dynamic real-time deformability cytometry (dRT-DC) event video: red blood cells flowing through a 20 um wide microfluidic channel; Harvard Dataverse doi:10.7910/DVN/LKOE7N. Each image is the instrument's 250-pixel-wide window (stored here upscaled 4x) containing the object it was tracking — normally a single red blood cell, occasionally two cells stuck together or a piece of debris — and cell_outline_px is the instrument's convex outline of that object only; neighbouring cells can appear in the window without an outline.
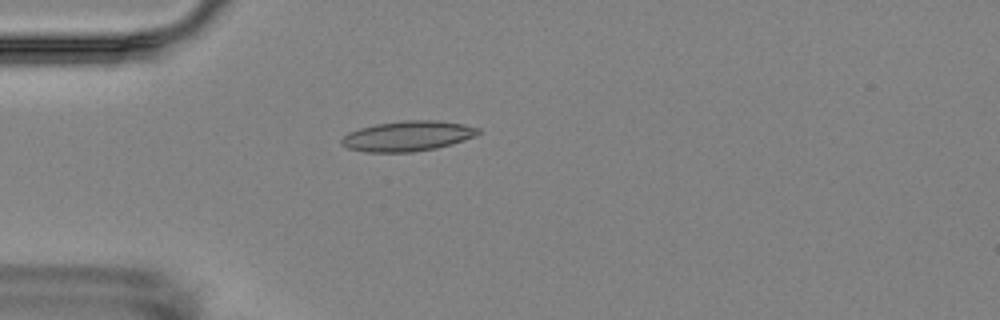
{"species": "Egyptian fruit bat (a non-hibernating species)", "species_latin": "Rousettus aegyptiacus", "temperature_condition": "room temperature", "stored_images_in_passage": 3, "camera_frame_rate_fps": 3000, "um_per_image_px": 0.085, "animal": {"sex": "female"}, "frame": {"image": 1, "passage_image": 3, "time_ms": 3.0, "image_size_px": [1000, 320], "cell_outline_px": [[480, 132], [476, 136], [452, 144], [436, 148], [412, 152], [364, 152], [348, 148], [340, 144], [340, 140], [348, 132], [360, 128], [376, 124], [404, 120], [436, 120], [464, 124], [480, 128]], "centroid_in_image_um": [34.65, 11.56], "position_along_channel_um": 50.3, "area_um2": 24.16}}